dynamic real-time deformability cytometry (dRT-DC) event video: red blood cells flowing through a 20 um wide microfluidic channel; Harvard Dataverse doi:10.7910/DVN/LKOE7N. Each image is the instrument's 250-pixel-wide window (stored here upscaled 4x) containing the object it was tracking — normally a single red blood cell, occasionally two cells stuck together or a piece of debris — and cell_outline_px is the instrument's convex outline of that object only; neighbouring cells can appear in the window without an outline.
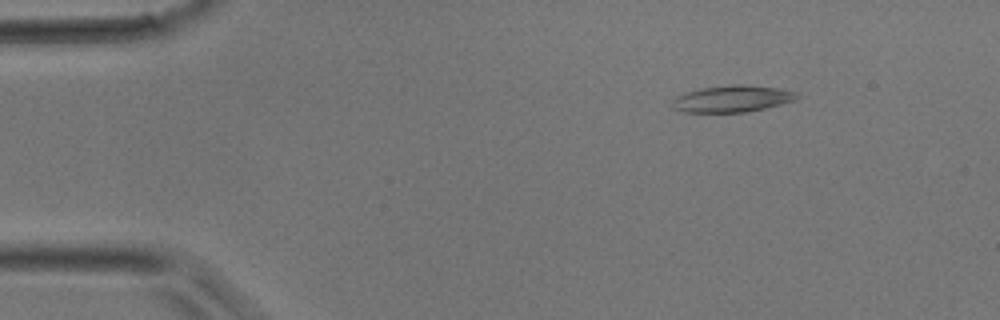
{"species": "common noctule bat (a hibernating species)", "species_latin": "Nyctalus noctula", "temperature_condition": "room temperature", "stored_images_in_passage": 35, "camera_frame_rate_fps": 3000, "um_per_image_px": 0.085, "animal": {"sex": "male", "body_mass_g": 17.9}, "frame": {"image": 1, "passage_image": 1, "time_ms": 0.0, "image_size_px": [1000, 320], "cell_outline_px": [[800, 96], [796, 100], [764, 108], [744, 112], [684, 112], [672, 108], [672, 100], [676, 96], [700, 88], [732, 84], [744, 84], [776, 88], [796, 92]], "centroid_in_image_um": [62.22, 8.39], "position_along_channel_um": 22.8, "area_um2": 19.31}}
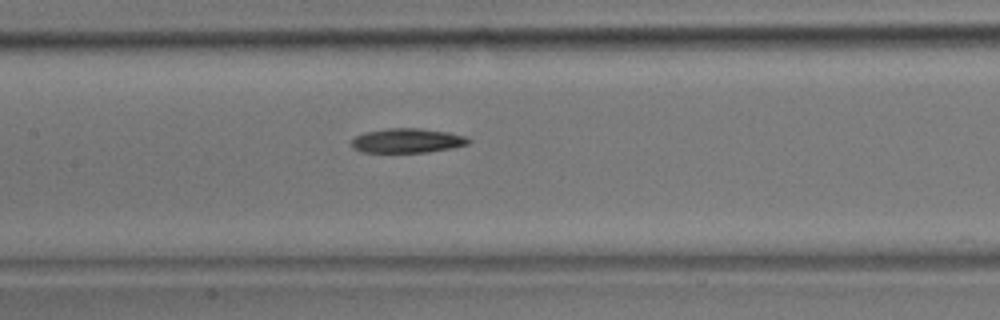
{"frame": {"image": 2, "passage_image": 14, "time_ms": 4.333, "image_size_px": [1000, 320], "cell_outline_px": [[472, 140], [468, 144], [452, 148], [428, 152], [360, 152], [352, 148], [348, 144], [356, 136], [368, 132], [388, 128], [420, 128], [448, 132], [464, 136]], "centroid_in_image_um": [34.6, 11.96], "position_along_channel_um": 172.8, "area_um2": 16.7}}
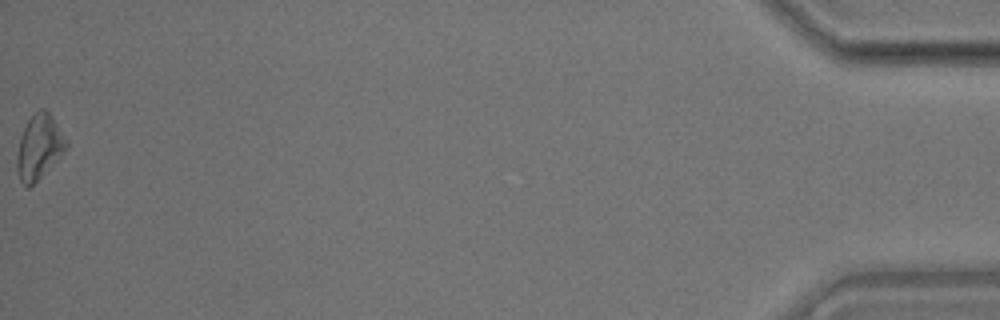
{"frame": {"image": 3, "passage_image": 35, "time_ms": 11.333, "image_size_px": [1000, 320], "cell_outline_px": [[68, 144], [40, 176], [28, 188], [20, 180], [16, 168], [16, 156], [20, 136], [28, 120], [40, 108], [44, 108], [52, 116], [68, 140]], "centroid_in_image_um": [3.29, 12.44], "position_along_channel_um": 431.9, "area_um2": 17.92}}